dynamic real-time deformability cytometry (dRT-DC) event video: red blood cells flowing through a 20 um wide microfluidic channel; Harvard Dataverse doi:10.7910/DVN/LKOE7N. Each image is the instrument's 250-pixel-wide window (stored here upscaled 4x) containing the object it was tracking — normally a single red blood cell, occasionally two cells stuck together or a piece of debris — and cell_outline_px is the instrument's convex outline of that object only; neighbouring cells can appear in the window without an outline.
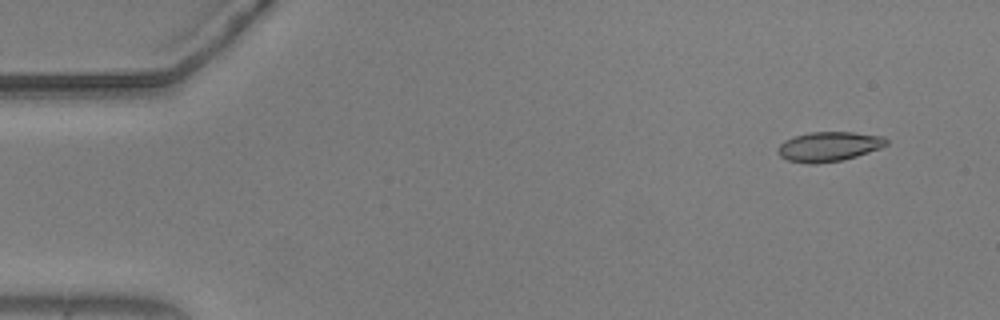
{"species": "common noctule bat (a hibernating species)", "species_latin": "Nyctalus noctula", "temperature_condition": "warm", "stored_images_in_passage": 52, "camera_frame_rate_fps": 3000, "um_per_image_px": 0.085, "animal": {"sex": "male", "body_mass_g": 20.5, "forearm_length_mm": 52.5}, "frame": {"image": 1, "passage_image": 1, "time_ms": 0.0, "image_size_px": [1000, 320], "cell_outline_px": [[888, 144], [880, 148], [856, 156], [840, 160], [816, 164], [808, 164], [788, 160], [780, 156], [776, 152], [776, 148], [784, 140], [808, 132], [852, 132], [884, 136], [888, 140]], "centroid_in_image_um": [70.43, 12.45], "position_along_channel_um": 14.6, "area_um2": 18.79}}
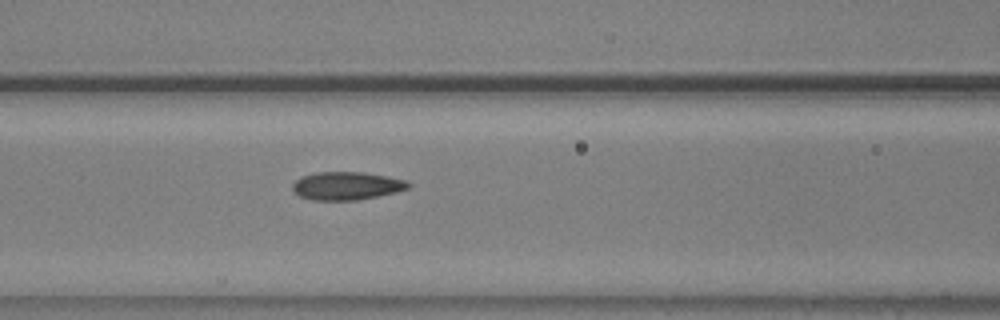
{"frame": {"image": 2, "passage_image": 20, "time_ms": 6.333, "image_size_px": [1000, 320], "cell_outline_px": [[412, 184], [408, 188], [396, 192], [356, 200], [312, 200], [300, 196], [292, 192], [292, 184], [296, 180], [304, 176], [316, 172], [364, 172], [404, 180]], "centroid_in_image_um": [29.43, 15.8], "position_along_channel_um": 137.2, "area_um2": 18.79}}
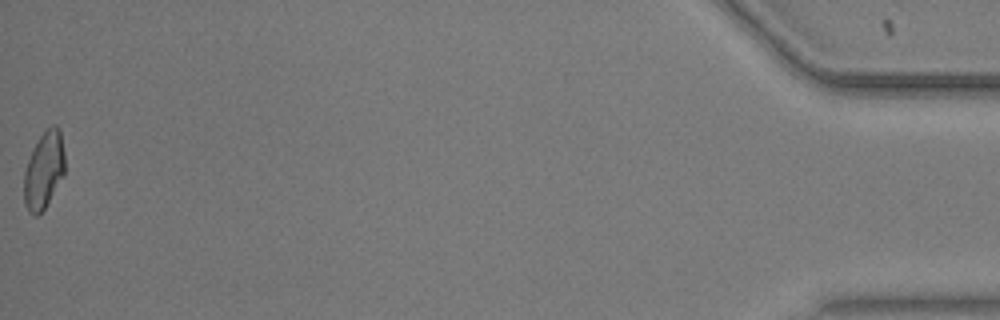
{"frame": {"image": 3, "passage_image": 52, "time_ms": 17.0, "image_size_px": [1000, 320], "cell_outline_px": [[64, 176], [44, 208], [36, 216], [28, 212], [24, 204], [24, 172], [28, 160], [40, 136], [52, 124], [56, 124], [60, 128], [64, 152]], "centroid_in_image_um": [3.74, 14.47], "position_along_channel_um": 431.5, "area_um2": 18.21}, "authors_computed_cell_mechanics": {"area_um2": 18.785, "velocity_mm_per_s": 3.6853, "shape_relaxation_time_tau1_ms": null, "shape_relaxation_time_tau2_ms": 1.6257, "deformation_change_tau1": null, "deformation_change_tau2": 0.0684}}